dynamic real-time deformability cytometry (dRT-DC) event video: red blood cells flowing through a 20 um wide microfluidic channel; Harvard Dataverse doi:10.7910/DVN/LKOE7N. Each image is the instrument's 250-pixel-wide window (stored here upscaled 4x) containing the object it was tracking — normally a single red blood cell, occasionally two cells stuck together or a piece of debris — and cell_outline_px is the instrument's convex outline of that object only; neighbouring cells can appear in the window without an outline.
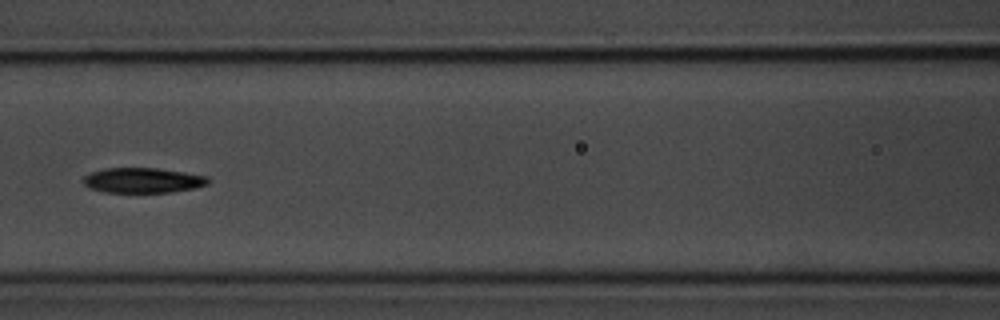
{"species": "common noctule bat (a hibernating species)", "species_latin": "Nyctalus noctula", "temperature_condition": "room temperature", "stored_images_in_passage": 7, "camera_frame_rate_fps": 3000, "um_per_image_px": 0.085, "animal": {"sex": "male", "body_mass_g": 20.1, "forearm_length_mm": 53.5}, "frame": {"image": 1, "passage_image": 7, "time_ms": 7.0, "image_size_px": [1000, 320], "cell_outline_px": [[212, 180], [208, 184], [196, 188], [172, 192], [104, 192], [88, 188], [84, 184], [84, 176], [92, 172], [104, 168], [156, 168], [184, 172], [208, 176]], "centroid_in_image_um": [12.18, 15.33], "position_along_channel_um": 154.4, "area_um2": 18.38}}